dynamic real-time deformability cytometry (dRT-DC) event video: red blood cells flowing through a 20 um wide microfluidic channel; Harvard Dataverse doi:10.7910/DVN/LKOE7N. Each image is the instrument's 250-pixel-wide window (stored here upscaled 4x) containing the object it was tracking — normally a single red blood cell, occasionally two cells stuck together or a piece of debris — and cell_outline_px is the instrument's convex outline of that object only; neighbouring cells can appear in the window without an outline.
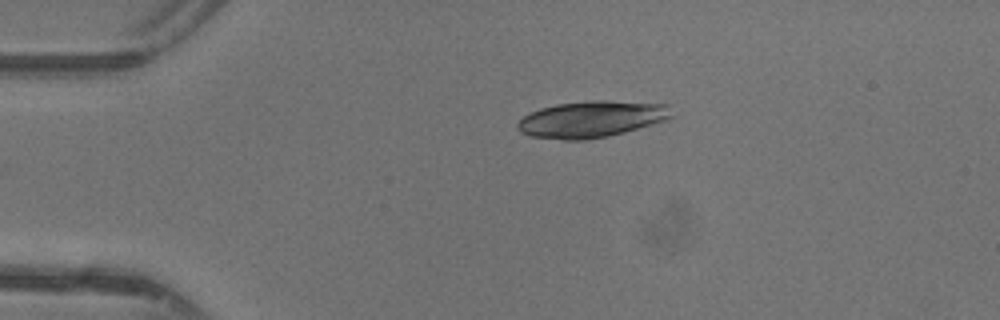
{"species": "common noctule bat (a hibernating species)", "species_latin": "Nyctalus noctula", "temperature_condition": "warm", "stored_images_in_passage": 38, "camera_frame_rate_fps": 3000, "um_per_image_px": 0.085, "animal": {"sex": "female"}, "frame": {"image": 1, "passage_image": 1, "time_ms": 0.0, "image_size_px": [1000, 320], "cell_outline_px": [[676, 116], [664, 120], [624, 132], [608, 136], [588, 140], [564, 140], [528, 136], [520, 132], [516, 128], [516, 124], [524, 116], [540, 108], [556, 104], [592, 100], [604, 100], [672, 104]], "centroid_in_image_um": [50.31, 10.12], "position_along_channel_um": 34.7, "area_um2": 33.12}}
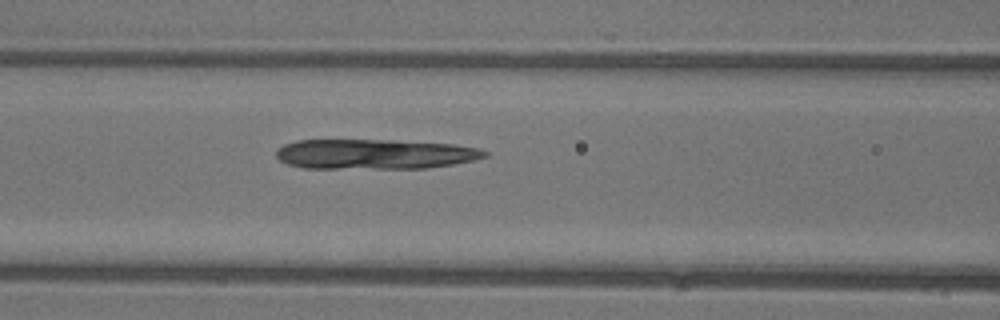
{"frame": {"image": 2, "passage_image": 11, "time_ms": 3.333, "image_size_px": [1000, 320], "cell_outline_px": [[488, 156], [472, 160], [452, 164], [424, 168], [304, 168], [288, 164], [280, 160], [276, 156], [276, 148], [284, 144], [296, 140], [396, 140], [456, 144], [480, 148], [488, 152]], "centroid_in_image_um": [31.85, 13.09], "position_along_channel_um": 134.8, "area_um2": 36.59}}
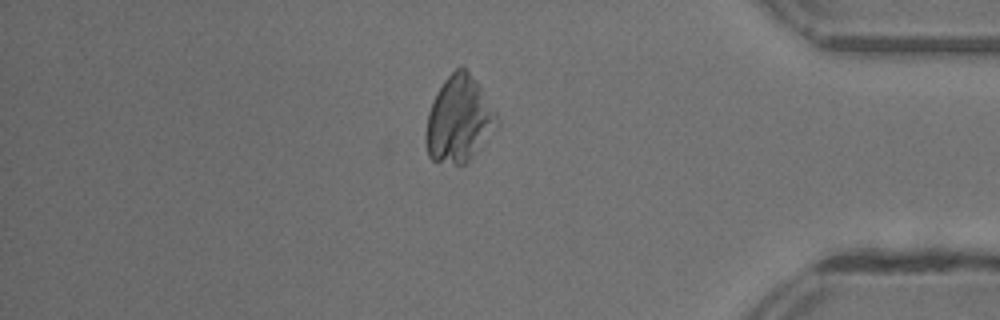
{"frame": {"image": 3, "passage_image": 31, "time_ms": 10.0, "image_size_px": [1000, 320], "cell_outline_px": [[500, 124], [472, 156], [464, 164], [456, 164], [432, 160], [428, 156], [428, 112], [436, 92], [444, 80], [460, 64], [480, 84], [500, 116]], "centroid_in_image_um": [39.08, 10.1], "position_along_channel_um": 396.1, "area_um2": 35.37}}